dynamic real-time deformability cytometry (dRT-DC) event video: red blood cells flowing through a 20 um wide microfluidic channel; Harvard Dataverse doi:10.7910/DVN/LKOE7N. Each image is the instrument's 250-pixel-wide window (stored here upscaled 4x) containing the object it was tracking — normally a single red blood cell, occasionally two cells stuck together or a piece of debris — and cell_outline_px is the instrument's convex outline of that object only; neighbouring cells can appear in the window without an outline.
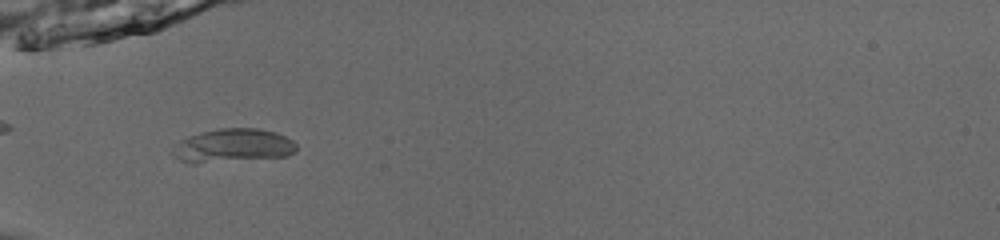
{"species": "common noctule bat (a hibernating species)", "species_latin": "Nyctalus noctula", "temperature_condition": "room temperature", "stored_images_in_passage": 24, "camera_frame_rate_fps": 3000, "um_per_image_px": 0.085, "animal": {"sex": "male", "body_mass_g": 13.0, "forearm_length_mm": 53.1}, "frame": {"image": 1, "passage_image": 1, "time_ms": 0.0, "image_size_px": [1000, 240], "cell_outline_px": [[296, 152], [288, 156], [196, 164], [188, 164], [180, 160], [172, 152], [188, 136], [200, 132], [220, 128], [260, 128], [276, 132], [292, 140], [296, 144]], "centroid_in_image_um": [19.85, 12.39], "position_along_channel_um": 65.2, "area_um2": 24.22}}
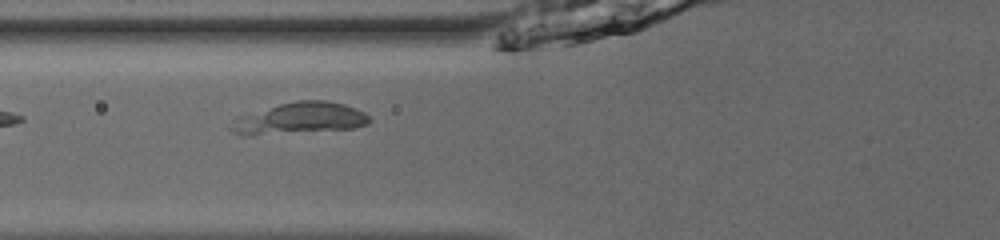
{"frame": {"image": 2, "passage_image": 4, "time_ms": 1.0, "image_size_px": [1000, 240], "cell_outline_px": [[372, 120], [368, 124], [352, 128], [248, 136], [244, 136], [228, 128], [228, 124], [236, 116], [280, 104], [296, 100], [324, 100], [344, 104], [356, 108], [364, 112]], "centroid_in_image_um": [25.42, 10.06], "position_along_channel_um": 100.4, "area_um2": 25.55}}